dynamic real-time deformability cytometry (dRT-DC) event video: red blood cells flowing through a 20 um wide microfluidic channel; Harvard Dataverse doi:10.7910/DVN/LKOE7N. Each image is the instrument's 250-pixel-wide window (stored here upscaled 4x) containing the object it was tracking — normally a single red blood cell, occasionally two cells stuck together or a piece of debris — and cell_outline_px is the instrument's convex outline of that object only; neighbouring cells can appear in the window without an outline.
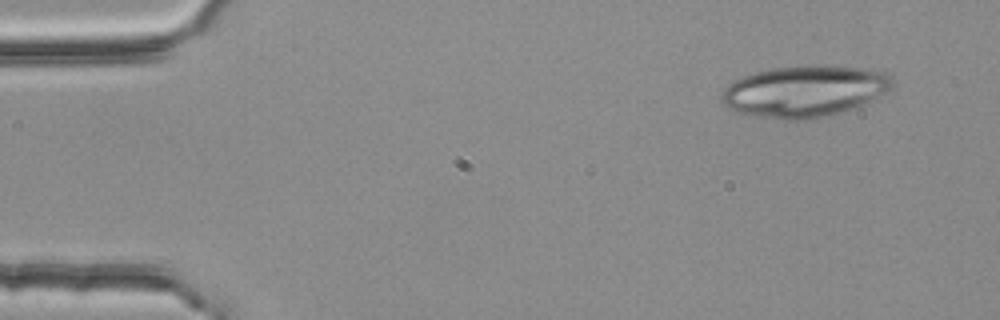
{"species": "common noctule bat (a hibernating species)", "species_latin": "Nyctalus noctula", "temperature_condition": "room temperature", "stored_images_in_passage": 3, "camera_frame_rate_fps": 3000, "um_per_image_px": 0.085, "animal": {"sex": "female", "body_mass_g": 25.1}, "frame": {"image": 1, "passage_image": 1, "time_ms": 0.0, "image_size_px": [1000, 320], "cell_outline_px": [[896, 84], [888, 92], [852, 108], [840, 112], [812, 120], [784, 120], [732, 112], [720, 100], [720, 96], [724, 88], [728, 84], [744, 76], [756, 72], [772, 68], [856, 68], [888, 72], [892, 76]], "centroid_in_image_um": [68.37, 7.81], "position_along_channel_um": 16.6, "area_um2": 50.34}}